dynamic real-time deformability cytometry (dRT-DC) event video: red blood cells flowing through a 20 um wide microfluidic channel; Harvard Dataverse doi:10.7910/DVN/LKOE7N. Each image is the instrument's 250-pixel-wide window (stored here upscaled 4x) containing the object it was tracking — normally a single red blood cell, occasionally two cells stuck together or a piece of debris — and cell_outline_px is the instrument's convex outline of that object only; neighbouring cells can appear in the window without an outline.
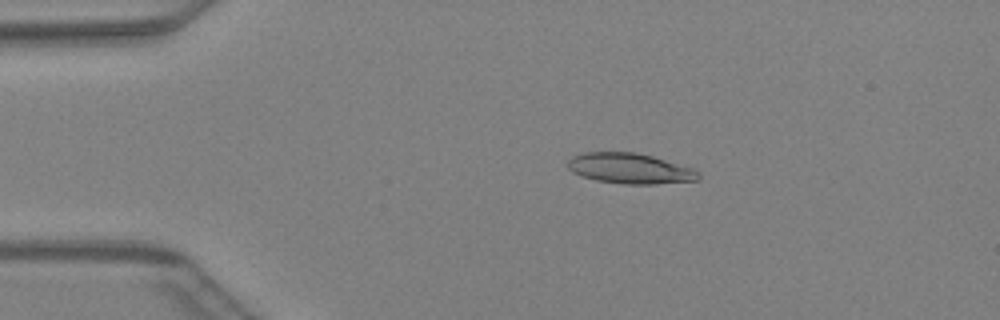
{"species": "Egyptian fruit bat (a non-hibernating species)", "species_latin": "Rousettus aegyptiacus", "temperature_condition": "warm", "stored_images_in_passage": 47, "camera_frame_rate_fps": 3000, "um_per_image_px": 0.085, "animal": {"sex": "female"}, "frame": {"image": 1, "passage_image": 9, "time_ms": 2.667, "image_size_px": [1000, 320], "cell_outline_px": [[700, 176], [696, 180], [656, 184], [624, 184], [596, 180], [572, 172], [568, 168], [568, 160], [572, 156], [584, 152], [636, 152], [652, 156], [692, 168], [700, 172]], "centroid_in_image_um": [53.53, 14.31], "position_along_channel_um": 31.5, "area_um2": 23.06}}
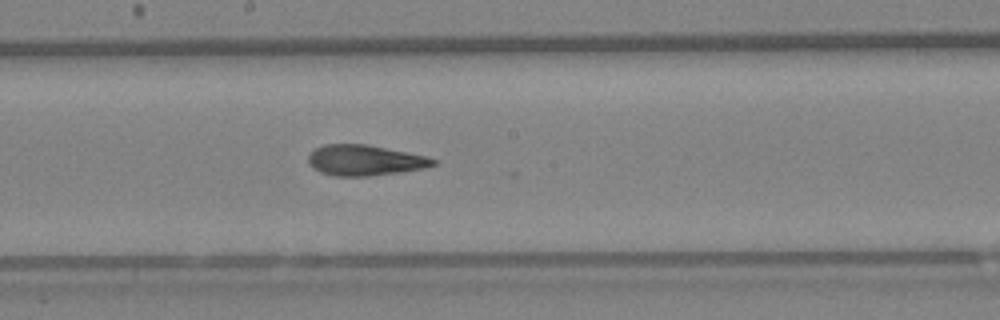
{"frame": {"image": 2, "passage_image": 25, "time_ms": 8.0, "image_size_px": [1000, 320], "cell_outline_px": [[436, 164], [424, 168], [400, 172], [368, 176], [332, 176], [320, 172], [312, 168], [308, 164], [308, 156], [316, 148], [324, 144], [368, 144], [428, 156], [436, 160]], "centroid_in_image_um": [31.0, 13.62], "position_along_channel_um": 217.2, "area_um2": 22.43}}
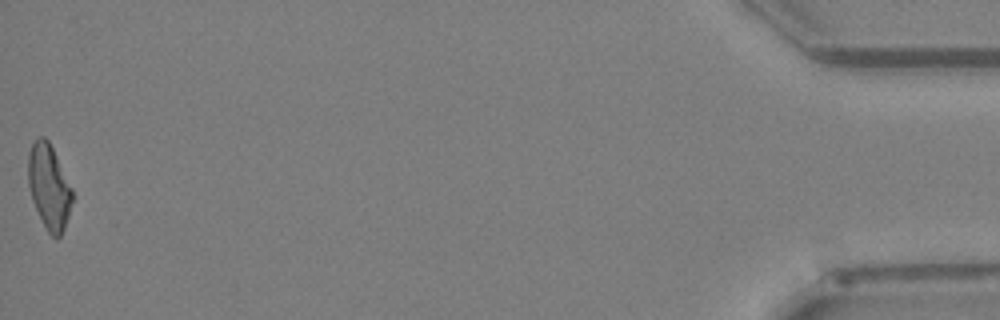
{"frame": {"image": 3, "passage_image": 46, "time_ms": 15.0, "image_size_px": [1000, 320], "cell_outline_px": [[72, 200], [68, 216], [64, 228], [60, 236], [56, 240], [48, 232], [32, 200], [28, 184], [28, 152], [32, 144], [40, 136], [44, 136], [48, 140], [72, 188]], "centroid_in_image_um": [4.15, 15.87], "position_along_channel_um": 431.0, "area_um2": 21.44}}